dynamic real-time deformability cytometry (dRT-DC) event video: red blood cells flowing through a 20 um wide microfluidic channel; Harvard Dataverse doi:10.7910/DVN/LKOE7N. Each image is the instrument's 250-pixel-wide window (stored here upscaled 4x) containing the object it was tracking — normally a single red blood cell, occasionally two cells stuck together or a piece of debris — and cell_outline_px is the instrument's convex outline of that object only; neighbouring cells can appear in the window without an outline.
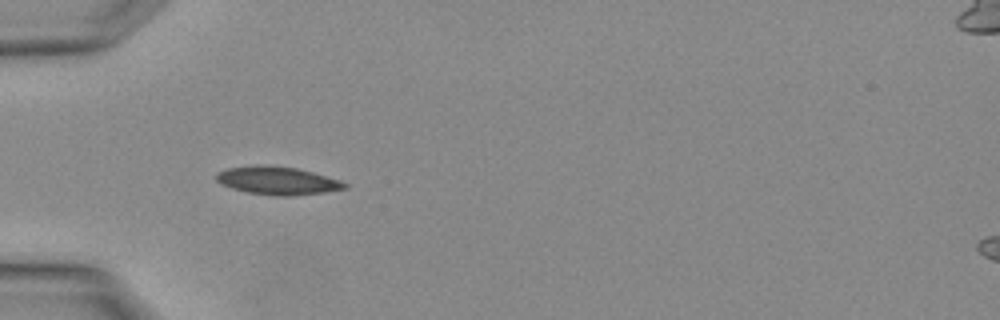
{"species": "Egyptian fruit bat (a non-hibernating species)", "species_latin": "Rousettus aegyptiacus", "temperature_condition": "warm", "stored_images_in_passage": 1, "camera_frame_rate_fps": 3000, "um_per_image_px": 0.085, "animal": {"sex": "female"}, "frame": {"image": 1, "passage_image": 1, "time_ms": 0.0, "image_size_px": [1000, 320], "cell_outline_px": [[348, 188], [324, 192], [288, 196], [276, 196], [248, 192], [232, 188], [220, 184], [216, 180], [216, 172], [228, 168], [256, 164], [260, 164], [296, 168], [312, 172], [340, 180], [348, 184]], "centroid_in_image_um": [23.56, 15.35], "position_along_channel_um": 61.4, "area_um2": 20.98}}